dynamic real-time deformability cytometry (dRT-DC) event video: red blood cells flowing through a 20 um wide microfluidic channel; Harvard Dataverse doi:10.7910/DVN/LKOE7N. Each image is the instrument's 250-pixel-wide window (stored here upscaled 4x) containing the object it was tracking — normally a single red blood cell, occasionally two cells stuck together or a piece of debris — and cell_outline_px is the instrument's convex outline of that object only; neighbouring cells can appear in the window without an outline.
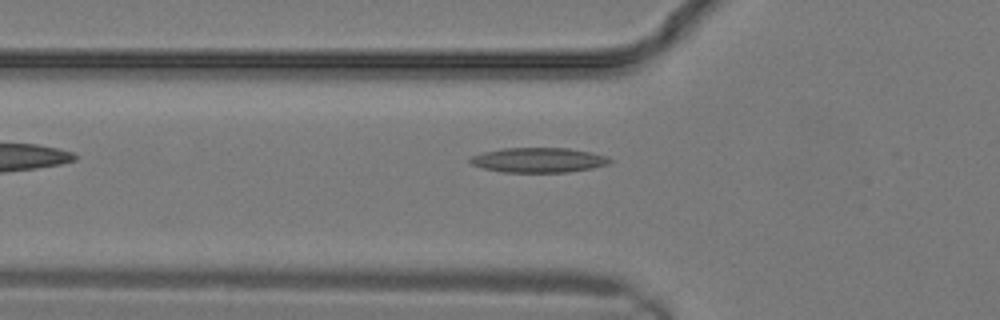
{"species": "common noctule bat (a hibernating species)", "species_latin": "Nyctalus noctula", "temperature_condition": "warm", "stored_images_in_passage": 4, "camera_frame_rate_fps": 3000, "um_per_image_px": 0.085, "animal": {"sex": "male", "body_mass_g": 19.2, "forearm_length_mm": 51.8}, "frame": {"image": 1, "passage_image": 4, "time_ms": 1.0, "image_size_px": [1000, 320], "cell_outline_px": [[612, 160], [608, 164], [592, 168], [568, 172], [500, 172], [480, 168], [472, 164], [468, 160], [472, 156], [484, 152], [504, 148], [568, 148], [608, 156]], "centroid_in_image_um": [45.75, 13.61], "position_along_channel_um": 80.1, "area_um2": 20.17}}